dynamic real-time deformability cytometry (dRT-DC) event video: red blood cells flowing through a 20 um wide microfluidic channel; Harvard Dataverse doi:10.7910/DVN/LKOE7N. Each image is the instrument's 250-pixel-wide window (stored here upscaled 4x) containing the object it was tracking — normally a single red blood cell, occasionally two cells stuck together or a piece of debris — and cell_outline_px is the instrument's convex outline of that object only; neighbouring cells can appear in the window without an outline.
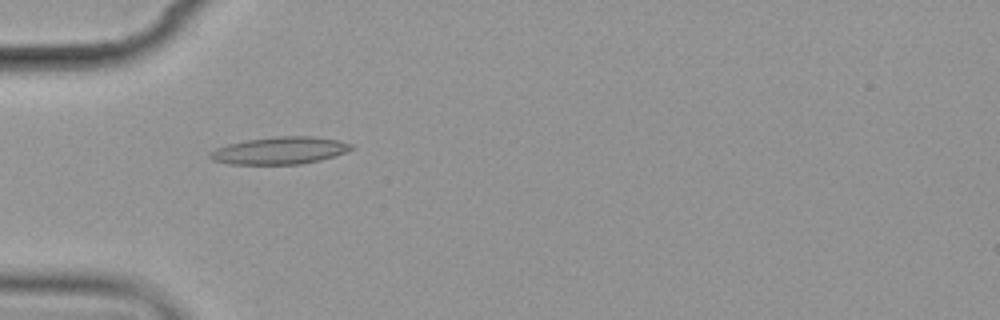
{"species": "common noctule bat (a hibernating species)", "species_latin": "Nyctalus noctula", "temperature_condition": "cold", "stored_images_in_passage": 5, "camera_frame_rate_fps": 3000, "um_per_image_px": 0.085, "animal": {"sex": "female", "body_mass_g": 19.9}, "frame": {"image": 1, "passage_image": 5, "time_ms": 4.667, "image_size_px": [1000, 320], "cell_outline_px": [[352, 148], [344, 152], [320, 160], [300, 164], [228, 164], [212, 160], [208, 156], [208, 152], [216, 148], [228, 144], [244, 140], [276, 136], [312, 136], [336, 140], [352, 144]], "centroid_in_image_um": [23.7, 12.79], "position_along_channel_um": 61.3, "area_um2": 22.37}}